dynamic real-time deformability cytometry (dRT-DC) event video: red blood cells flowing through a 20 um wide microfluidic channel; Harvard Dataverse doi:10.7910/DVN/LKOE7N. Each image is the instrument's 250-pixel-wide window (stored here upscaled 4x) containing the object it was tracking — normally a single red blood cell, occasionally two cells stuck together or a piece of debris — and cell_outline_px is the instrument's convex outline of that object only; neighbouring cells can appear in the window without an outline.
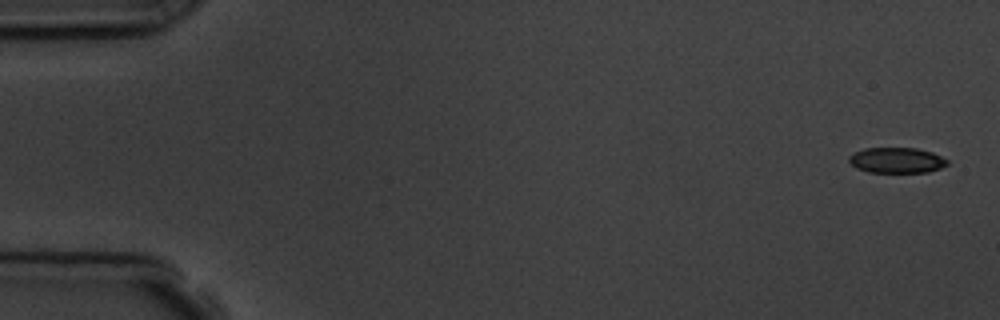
{"species": "common noctule bat (a hibernating species)", "species_latin": "Nyctalus noctula", "temperature_condition": "room temperature", "stored_images_in_passage": 5, "camera_frame_rate_fps": 3000, "um_per_image_px": 0.085, "animal": {"sex": "male", "body_mass_g": 19.5, "forearm_length_mm": 54.6}, "frame": {"image": 1, "passage_image": 1, "time_ms": 0.0, "image_size_px": [1000, 320], "cell_outline_px": [[948, 164], [940, 168], [928, 172], [868, 172], [856, 168], [848, 160], [848, 156], [864, 148], [916, 148], [932, 152], [948, 160]], "centroid_in_image_um": [76.21, 13.62], "position_along_channel_um": 8.8, "area_um2": 14.57}}
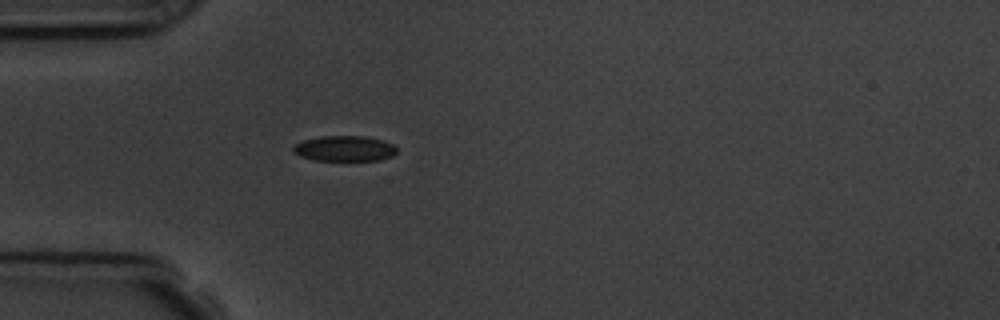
{"frame": {"image": 2, "passage_image": 5, "time_ms": 4.667, "image_size_px": [1000, 320], "cell_outline_px": [[396, 152], [392, 156], [380, 160], [312, 160], [300, 156], [292, 152], [292, 148], [296, 144], [304, 140], [320, 136], [364, 136], [384, 140], [392, 144], [396, 148]], "centroid_in_image_um": [29.27, 12.62], "position_along_channel_um": 55.7, "area_um2": 15.37}}